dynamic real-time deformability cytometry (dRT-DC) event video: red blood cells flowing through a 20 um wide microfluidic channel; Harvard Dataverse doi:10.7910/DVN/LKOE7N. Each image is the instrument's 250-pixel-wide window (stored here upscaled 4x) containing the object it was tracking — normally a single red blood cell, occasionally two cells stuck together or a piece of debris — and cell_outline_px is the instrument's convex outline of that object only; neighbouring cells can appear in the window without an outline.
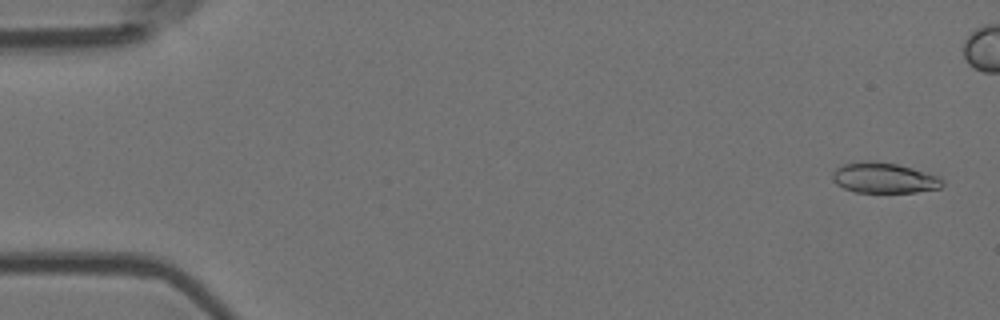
{"species": "Egyptian fruit bat (a non-hibernating species)", "species_latin": "Rousettus aegyptiacus", "temperature_condition": "room temperature", "stored_images_in_passage": 6, "camera_frame_rate_fps": 3000, "um_per_image_px": 0.085, "animal": {"sex": "female"}, "frame": {"image": 1, "passage_image": 1, "time_ms": 0.0, "image_size_px": [1000, 320], "cell_outline_px": [[944, 184], [940, 188], [916, 192], [856, 192], [844, 188], [836, 184], [832, 180], [832, 172], [836, 168], [844, 164], [864, 160], [872, 160], [896, 164], [912, 168], [936, 176], [944, 180]], "centroid_in_image_um": [75.11, 15.12], "position_along_channel_um": 9.9, "area_um2": 19.48}}
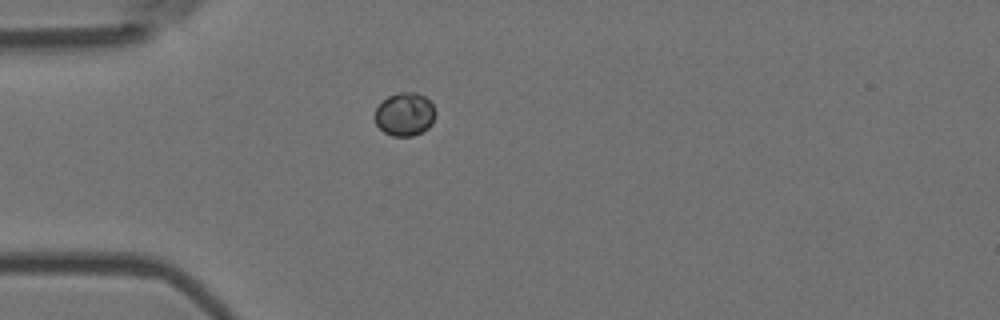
{"frame": {"image": 2, "passage_image": 6, "time_ms": 1.667, "image_size_px": [1000, 320], "cell_outline_px": [[436, 116], [432, 124], [428, 128], [412, 136], [392, 136], [384, 132], [376, 124], [376, 108], [388, 96], [396, 92], [416, 92], [424, 96], [432, 104], [436, 112]], "centroid_in_image_um": [34.43, 9.71], "position_along_channel_um": 50.6, "area_um2": 15.26}}